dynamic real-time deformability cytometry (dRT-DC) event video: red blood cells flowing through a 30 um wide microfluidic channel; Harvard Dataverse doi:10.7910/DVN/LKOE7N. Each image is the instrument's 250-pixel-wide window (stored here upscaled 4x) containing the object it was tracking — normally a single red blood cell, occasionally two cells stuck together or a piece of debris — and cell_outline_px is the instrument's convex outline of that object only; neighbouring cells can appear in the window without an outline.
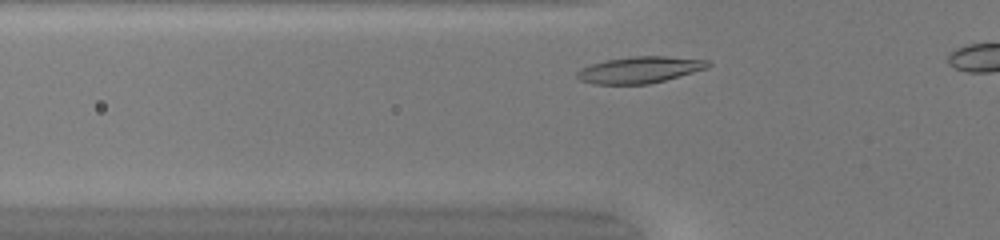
{"species": "common noctule bat (a hibernating species)", "species_latin": "Nyctalus noctula", "temperature_condition": "warm", "stored_images_in_passage": 9, "camera_frame_rate_fps": 3000, "um_per_image_px": 0.085, "animal": {"sex": "female", "body_mass_g": 20.0, "forearm_length_mm": 54.0}, "frame": {"image": 1, "passage_image": 6, "time_ms": 1.667, "image_size_px": [1000, 240], "cell_outline_px": [[712, 64], [708, 68], [664, 80], [648, 84], [592, 84], [580, 80], [576, 76], [576, 72], [580, 68], [592, 64], [608, 60], [632, 56], [668, 56], [708, 60]], "centroid_in_image_um": [54.38, 5.93], "position_along_channel_um": 71.4, "area_um2": 20.17}}